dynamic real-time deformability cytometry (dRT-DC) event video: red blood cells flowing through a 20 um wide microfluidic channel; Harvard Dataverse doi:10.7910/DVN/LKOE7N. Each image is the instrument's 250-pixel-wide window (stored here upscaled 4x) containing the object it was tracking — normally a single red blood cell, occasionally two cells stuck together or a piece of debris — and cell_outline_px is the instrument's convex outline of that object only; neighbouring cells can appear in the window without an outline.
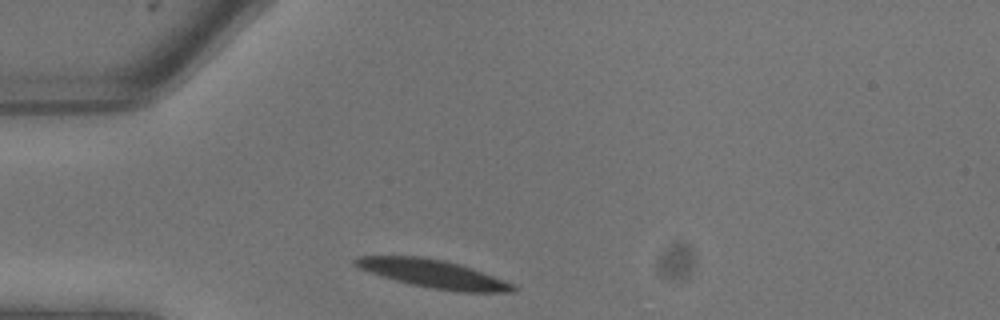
{"species": "common noctule bat (a hibernating species)", "species_latin": "Nyctalus noctula", "temperature_condition": "warm", "stored_images_in_passage": 6, "camera_frame_rate_fps": 3000, "um_per_image_px": 0.085, "animal": {"sex": "male", "body_mass_g": 13.3}, "frame": {"image": 1, "passage_image": 1, "time_ms": 0.0, "image_size_px": [1000, 320], "cell_outline_px": [[520, 288], [516, 292], [460, 292], [432, 288], [412, 284], [396, 280], [360, 268], [352, 264], [352, 260], [356, 256], [420, 256], [444, 260], [460, 264], [472, 268], [512, 284]], "centroid_in_image_um": [36.84, 23.27], "position_along_channel_um": 48.2, "area_um2": 25.55}}
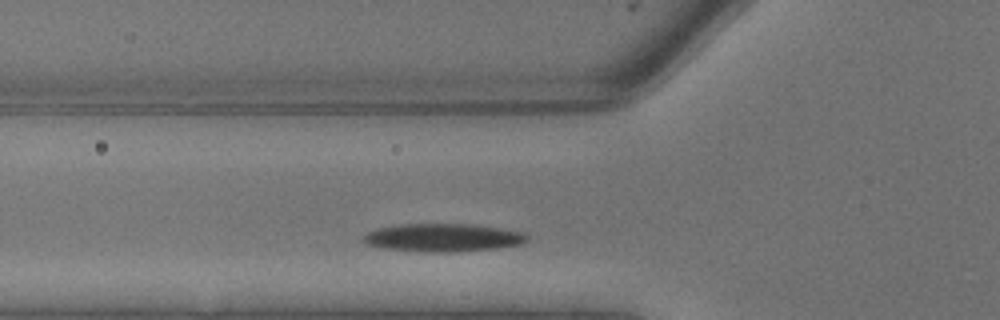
{"frame": {"image": 2, "passage_image": 3, "time_ms": 0.667, "image_size_px": [1000, 320], "cell_outline_px": [[528, 240], [520, 244], [496, 248], [452, 252], [424, 252], [388, 248], [364, 244], [360, 240], [368, 232], [376, 228], [396, 224], [472, 224], [500, 228], [524, 232], [528, 236]], "centroid_in_image_um": [37.63, 20.19], "position_along_channel_um": 88.2, "area_um2": 26.82}}